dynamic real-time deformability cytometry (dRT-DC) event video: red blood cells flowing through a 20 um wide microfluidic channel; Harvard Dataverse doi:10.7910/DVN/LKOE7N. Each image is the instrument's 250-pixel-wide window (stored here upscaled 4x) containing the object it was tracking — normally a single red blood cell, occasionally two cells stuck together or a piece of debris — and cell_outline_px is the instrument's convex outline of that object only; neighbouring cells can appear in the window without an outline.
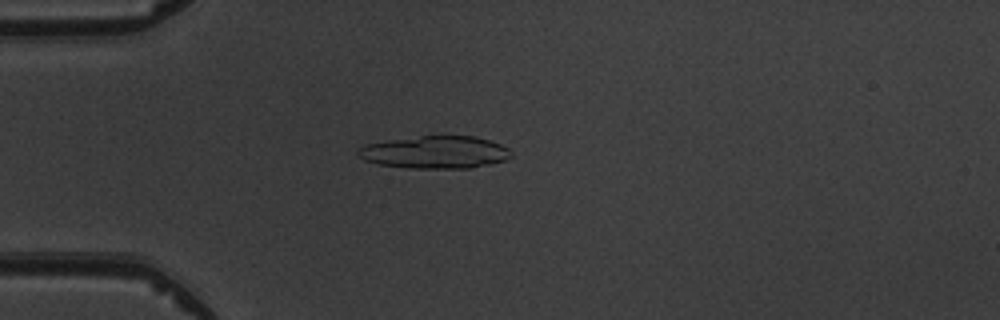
{"species": "common noctule bat (a hibernating species)", "species_latin": "Nyctalus noctula", "temperature_condition": "warm", "stored_images_in_passage": 5, "camera_frame_rate_fps": 3000, "um_per_image_px": 0.085, "animal": {"sex": "male", "body_mass_g": 19.5, "forearm_length_mm": 54.6}, "frame": {"image": 1, "passage_image": 4, "time_ms": 3.333, "image_size_px": [1000, 320], "cell_outline_px": [[512, 156], [504, 160], [492, 164], [468, 168], [408, 168], [380, 164], [364, 160], [356, 152], [364, 144], [388, 140], [420, 136], [476, 136], [500, 144], [508, 148], [512, 152]], "centroid_in_image_um": [37.0, 12.94], "position_along_channel_um": 48.0, "area_um2": 28.96}}